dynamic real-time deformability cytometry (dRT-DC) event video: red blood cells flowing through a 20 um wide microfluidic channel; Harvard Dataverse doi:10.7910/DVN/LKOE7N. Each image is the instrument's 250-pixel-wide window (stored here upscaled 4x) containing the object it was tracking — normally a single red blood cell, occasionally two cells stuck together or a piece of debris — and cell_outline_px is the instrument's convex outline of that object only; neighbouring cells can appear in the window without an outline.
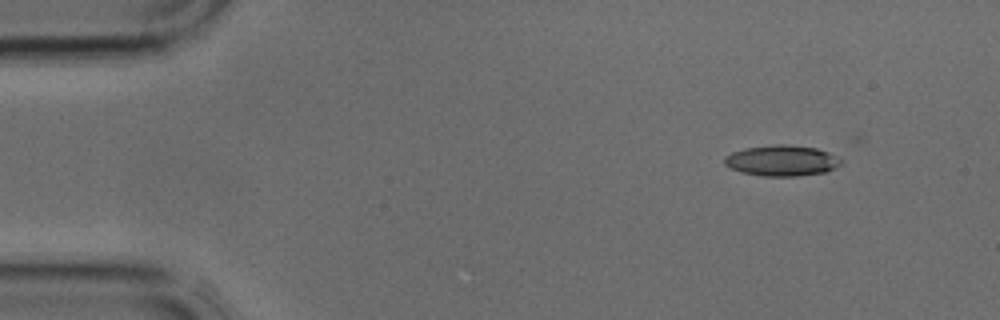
{"species": "common noctule bat (a hibernating species)", "species_latin": "Nyctalus noctula", "temperature_condition": "cold", "stored_images_in_passage": 35, "camera_frame_rate_fps": 3000, "um_per_image_px": 0.085, "animal": {"sex": "male", "body_mass_g": 17.9, "forearm_length_mm": 54.2}, "frame": {"image": 1, "passage_image": 1, "time_ms": 0.0, "image_size_px": [1000, 320], "cell_outline_px": [[844, 160], [840, 164], [824, 172], [800, 176], [764, 176], [740, 172], [724, 164], [724, 156], [732, 152], [744, 148], [776, 144], [788, 144], [816, 148], [828, 152]], "centroid_in_image_um": [66.43, 13.64], "position_along_channel_um": 18.6, "area_um2": 20.92}}
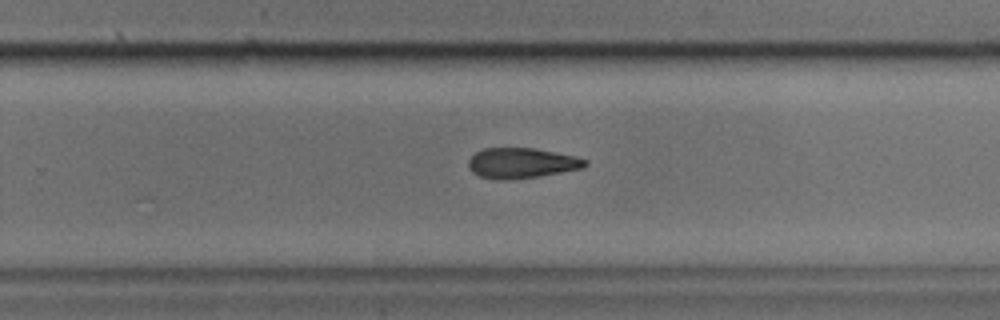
{"frame": {"image": 2, "passage_image": 22, "time_ms": 7.0, "image_size_px": [1000, 320], "cell_outline_px": [[588, 164], [584, 168], [536, 176], [504, 180], [496, 180], [480, 176], [472, 172], [468, 168], [468, 160], [476, 152], [484, 148], [532, 148], [576, 156], [588, 160]], "centroid_in_image_um": [44.32, 13.86], "position_along_channel_um": 285.5, "area_um2": 20.52}}
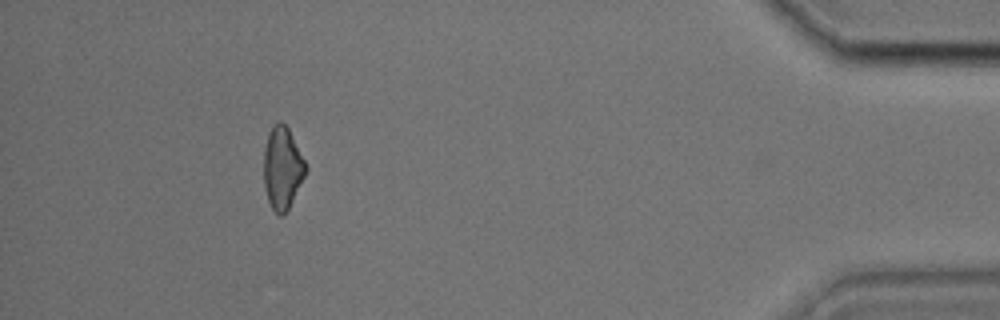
{"frame": {"image": 3, "passage_image": 33, "time_ms": 10.667, "image_size_px": [1000, 320], "cell_outline_px": [[308, 168], [288, 208], [280, 216], [272, 208], [268, 200], [264, 184], [264, 148], [268, 132], [272, 124], [280, 120], [288, 128]], "centroid_in_image_um": [23.98, 14.23], "position_along_channel_um": 411.2, "area_um2": 19.77}}